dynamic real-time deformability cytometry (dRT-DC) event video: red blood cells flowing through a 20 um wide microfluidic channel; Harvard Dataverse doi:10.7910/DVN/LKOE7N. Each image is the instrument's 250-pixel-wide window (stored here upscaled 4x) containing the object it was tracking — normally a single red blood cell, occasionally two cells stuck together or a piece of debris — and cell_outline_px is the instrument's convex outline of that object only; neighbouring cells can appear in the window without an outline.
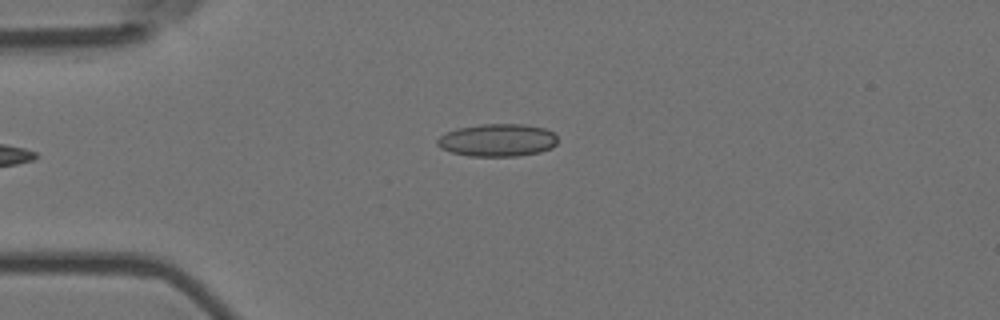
{"species": "Egyptian fruit bat (a non-hibernating species)", "species_latin": "Rousettus aegyptiacus", "temperature_condition": "room temperature", "stored_images_in_passage": 6, "camera_frame_rate_fps": 3000, "um_per_image_px": 0.085, "animal": {"sex": "female"}, "frame": {"image": 1, "passage_image": 6, "time_ms": 1.667, "image_size_px": [1000, 320], "cell_outline_px": [[556, 144], [552, 148], [540, 152], [516, 156], [468, 156], [452, 152], [440, 148], [436, 144], [436, 140], [440, 136], [456, 128], [480, 124], [524, 124], [544, 128], [552, 132], [556, 136]], "centroid_in_image_um": [42.27, 11.91], "position_along_channel_um": 42.7, "area_um2": 22.95}}